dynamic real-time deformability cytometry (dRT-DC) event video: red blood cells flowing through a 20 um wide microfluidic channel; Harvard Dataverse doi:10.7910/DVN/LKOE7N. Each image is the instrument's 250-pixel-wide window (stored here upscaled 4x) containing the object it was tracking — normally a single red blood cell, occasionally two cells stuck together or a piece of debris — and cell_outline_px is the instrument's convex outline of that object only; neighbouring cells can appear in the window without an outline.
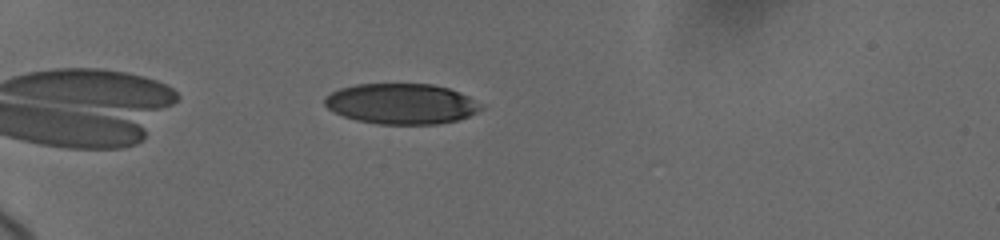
{"species": "human", "species_latin": "Homo sapiens", "temperature_condition": "cold", "stored_images_in_passage": 21, "camera_frame_rate_fps": 3000, "um_per_image_px": 0.085, "donor": {"sex": "female"}, "frame": {"image": 1, "passage_image": 1, "time_ms": 0.0, "image_size_px": [1000, 240], "cell_outline_px": [[488, 104], [484, 108], [468, 116], [456, 120], [440, 124], [376, 124], [356, 120], [332, 112], [324, 104], [324, 96], [340, 88], [356, 84], [432, 84], [448, 88], [460, 92]], "centroid_in_image_um": [34.16, 8.82], "position_along_channel_um": 50.8, "area_um2": 37.4}}
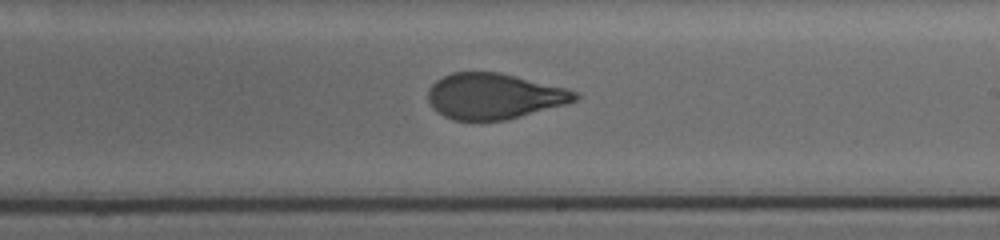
{"frame": {"image": 2, "passage_image": 11, "time_ms": 6.333, "image_size_px": [1000, 240], "cell_outline_px": [[580, 96], [576, 100], [568, 104], [504, 120], [452, 120], [436, 112], [432, 108], [428, 100], [428, 88], [436, 80], [452, 72], [500, 72], [568, 88], [576, 92]], "centroid_in_image_um": [41.99, 8.17], "position_along_channel_um": 247.0, "area_um2": 39.36}}
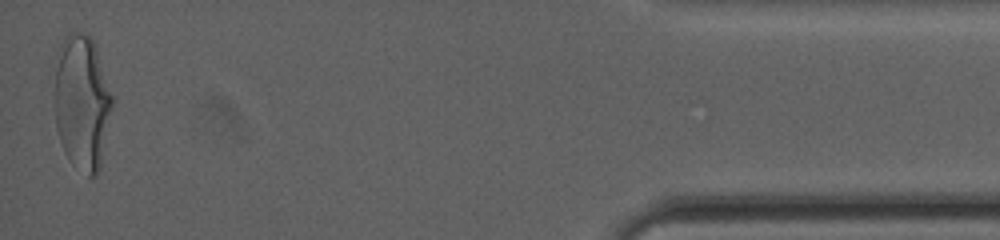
{"frame": {"image": 3, "passage_image": 21, "time_ms": 13.0, "image_size_px": [1000, 240], "cell_outline_px": [[116, 100], [100, 168], [96, 176], [88, 176], [72, 164], [68, 160], [64, 152], [56, 128], [56, 72], [60, 44], [68, 32], [84, 32], [96, 44]], "centroid_in_image_um": [7.05, 8.71], "position_along_channel_um": 428.2, "area_um2": 46.3}, "authors_computed_cell_mechanics": {"area_um2": 40.6334, "velocity_mm_per_s": 3.6785, "shape_relaxation_time_tau1_ms": 4.4689, "shape_relaxation_time_tau2_ms": 0.8152, "deformation_change_tau1": 0.1746, "deformation_change_tau2": 0.0667}}